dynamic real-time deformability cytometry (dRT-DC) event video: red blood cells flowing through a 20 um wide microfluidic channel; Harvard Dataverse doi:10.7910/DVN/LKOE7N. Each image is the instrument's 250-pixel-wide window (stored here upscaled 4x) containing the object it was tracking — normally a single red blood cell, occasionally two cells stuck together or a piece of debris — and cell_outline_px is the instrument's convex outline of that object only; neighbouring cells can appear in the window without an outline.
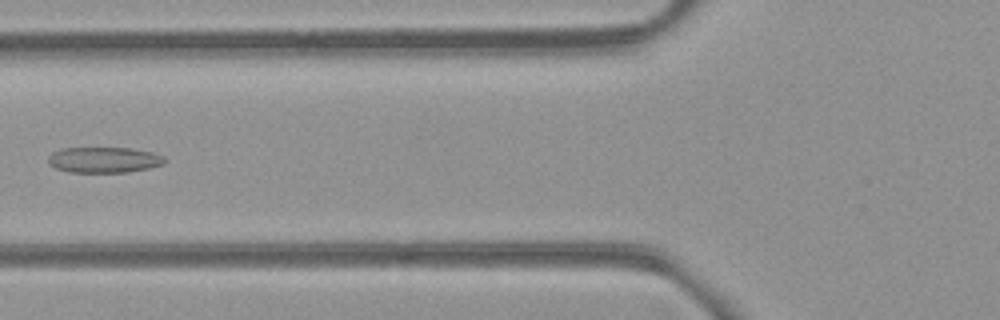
{"species": "common noctule bat (a hibernating species)", "species_latin": "Nyctalus noctula", "temperature_condition": "room temperature", "stored_images_in_passage": 7, "camera_frame_rate_fps": 3000, "um_per_image_px": 0.085, "animal": {"sex": "female", "body_mass_g": 21.9}, "frame": {"image": 1, "passage_image": 6, "time_ms": 6.0, "image_size_px": [1000, 320], "cell_outline_px": [[164, 164], [148, 168], [128, 172], [68, 172], [56, 168], [48, 164], [48, 156], [52, 152], [64, 148], [128, 148], [152, 152], [164, 156]], "centroid_in_image_um": [8.81, 13.59], "position_along_channel_um": 117.0, "area_um2": 17.4}}
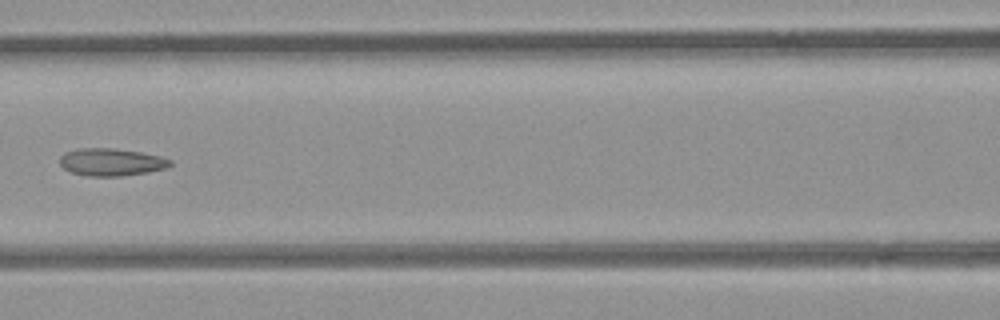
{"frame": {"image": 2, "passage_image": 7, "time_ms": 7.0, "image_size_px": [1000, 320], "cell_outline_px": [[172, 164], [168, 168], [148, 172], [120, 176], [88, 176], [72, 172], [64, 168], [60, 164], [60, 156], [64, 152], [80, 148], [116, 148], [140, 152], [160, 156], [172, 160]], "centroid_in_image_um": [9.48, 13.77], "position_along_channel_um": 157.1, "area_um2": 17.74}}